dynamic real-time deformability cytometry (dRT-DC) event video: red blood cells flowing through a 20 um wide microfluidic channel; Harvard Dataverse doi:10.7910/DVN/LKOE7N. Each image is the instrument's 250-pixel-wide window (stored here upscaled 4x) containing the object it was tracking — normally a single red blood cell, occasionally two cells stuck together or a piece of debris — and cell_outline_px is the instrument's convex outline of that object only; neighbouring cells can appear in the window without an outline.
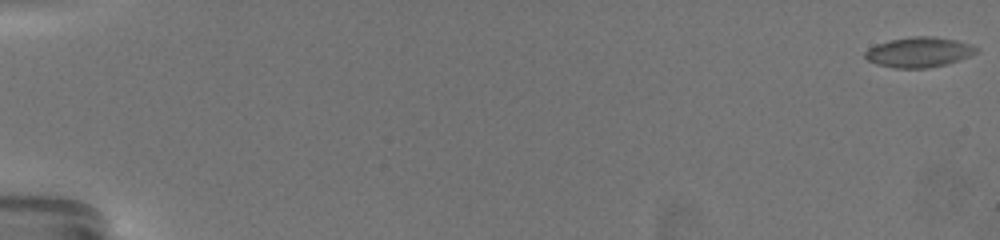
{"species": "common noctule bat (a hibernating species)", "species_latin": "Nyctalus noctula", "temperature_condition": "warm", "stored_images_in_passage": 63, "camera_frame_rate_fps": 3000, "um_per_image_px": 0.085, "animal": {"sex": "female", "body_mass_g": 19.5, "forearm_length_mm": 54.1}, "frame": {"image": 1, "passage_image": 1, "time_ms": 0.0, "image_size_px": [1000, 240], "cell_outline_px": [[980, 48], [976, 52], [968, 56], [944, 64], [928, 68], [896, 68], [876, 64], [868, 60], [864, 56], [864, 52], [868, 48], [876, 44], [888, 40], [912, 36], [932, 36], [956, 40], [972, 44]], "centroid_in_image_um": [78.08, 4.42], "position_along_channel_um": 6.9, "area_um2": 19.48}}
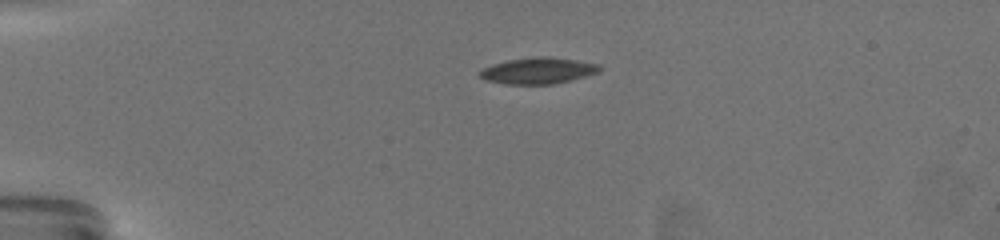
{"frame": {"image": 2, "passage_image": 17, "time_ms": 5.333, "image_size_px": [1000, 240], "cell_outline_px": [[600, 72], [572, 80], [552, 84], [504, 84], [484, 80], [480, 76], [480, 72], [484, 68], [492, 64], [508, 60], [536, 56], [544, 56], [576, 60], [600, 64]], "centroid_in_image_um": [45.75, 6.01], "position_along_channel_um": 39.3, "area_um2": 18.32}}
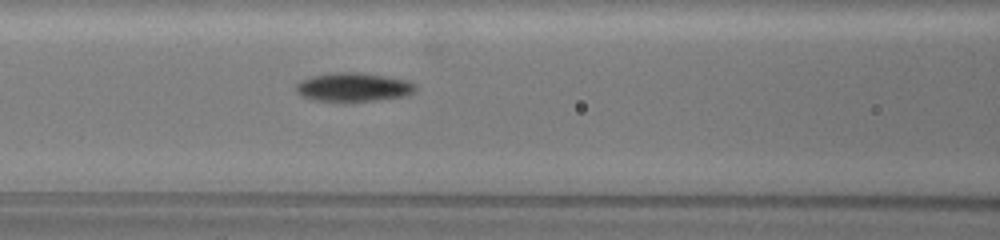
{"frame": {"image": 3, "passage_image": 30, "time_ms": 9.667, "image_size_px": [1000, 240], "cell_outline_px": [[416, 88], [412, 92], [404, 96], [376, 100], [316, 100], [304, 96], [296, 92], [296, 84], [304, 80], [316, 76], [344, 72], [348, 72], [384, 76], [416, 84]], "centroid_in_image_um": [30.04, 7.41], "position_along_channel_um": 136.6, "area_um2": 18.84}, "authors_computed_cell_mechanics": {"area_um2": 18.5538, "velocity_mm_per_s": 3.4392, "shape_relaxation_time_tau1_ms": 2.2397, "shape_relaxation_time_tau2_ms": 6.523, "deformation_change_tau1": 0.1095, "deformation_change_tau2": 0.1416}}